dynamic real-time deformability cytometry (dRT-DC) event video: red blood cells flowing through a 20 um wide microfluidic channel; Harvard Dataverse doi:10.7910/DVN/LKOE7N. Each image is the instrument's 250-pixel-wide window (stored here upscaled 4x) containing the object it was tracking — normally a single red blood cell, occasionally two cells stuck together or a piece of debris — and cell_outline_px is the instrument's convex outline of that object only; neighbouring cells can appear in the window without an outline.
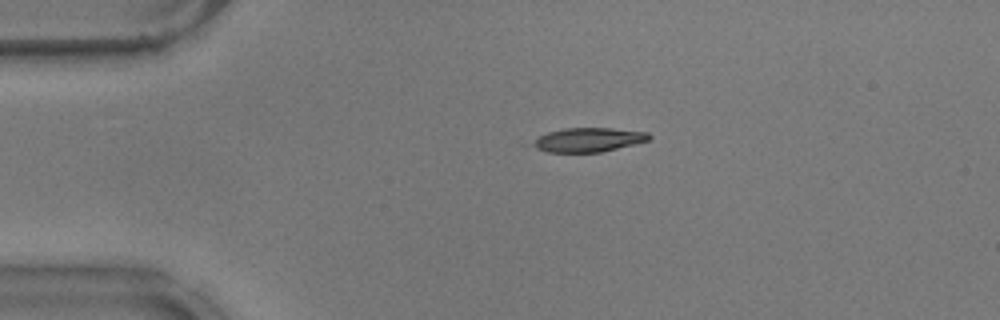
{"species": "common noctule bat (a hibernating species)", "species_latin": "Nyctalus noctula", "temperature_condition": "warm", "stored_images_in_passage": 10, "camera_frame_rate_fps": 3000, "um_per_image_px": 0.085, "animal": {"sex": "male", "body_mass_g": 17.9}, "frame": {"image": 1, "passage_image": 1, "time_ms": 0.0, "image_size_px": [1000, 320], "cell_outline_px": [[652, 136], [648, 140], [600, 152], [548, 152], [520, 144], [548, 132], [564, 128], [612, 128], [648, 132]], "centroid_in_image_um": [49.84, 11.88], "position_along_channel_um": 35.2, "area_um2": 16.65}}